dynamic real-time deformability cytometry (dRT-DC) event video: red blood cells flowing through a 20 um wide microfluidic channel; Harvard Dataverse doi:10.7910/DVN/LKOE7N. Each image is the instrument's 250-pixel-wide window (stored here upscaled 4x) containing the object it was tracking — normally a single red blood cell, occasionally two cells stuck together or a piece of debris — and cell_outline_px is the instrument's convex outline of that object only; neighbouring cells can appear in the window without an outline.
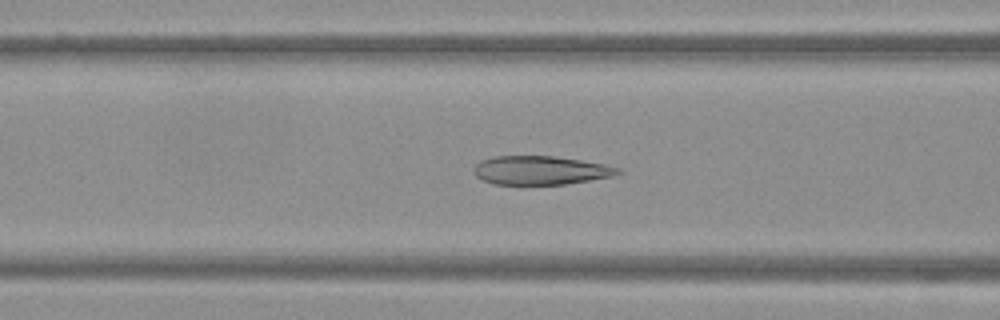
{"species": "Egyptian fruit bat (a non-hibernating species)", "species_latin": "Rousettus aegyptiacus", "temperature_condition": "warm", "stored_images_in_passage": 50, "camera_frame_rate_fps": 3000, "um_per_image_px": 0.085, "frame": {"image": 1, "passage_image": 20, "time_ms": 6.333, "image_size_px": [1000, 320], "cell_outline_px": [[620, 172], [612, 176], [564, 184], [524, 188], [496, 184], [484, 180], [476, 176], [472, 172], [472, 168], [480, 160], [492, 156], [556, 156], [604, 164], [620, 168]], "centroid_in_image_um": [45.85, 14.51], "position_along_channel_um": 120.8, "area_um2": 24.97}}
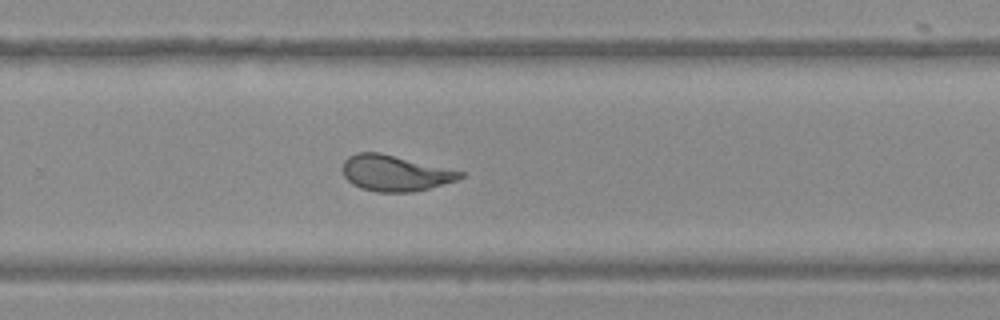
{"frame": {"image": 2, "passage_image": 33, "time_ms": 10.667, "image_size_px": [1000, 320], "cell_outline_px": [[464, 176], [456, 180], [428, 188], [412, 192], [376, 192], [360, 188], [352, 184], [344, 176], [340, 168], [344, 160], [348, 156], [356, 152], [380, 152], [464, 172]], "centroid_in_image_um": [33.5, 14.71], "position_along_channel_um": 296.3, "area_um2": 24.62}}
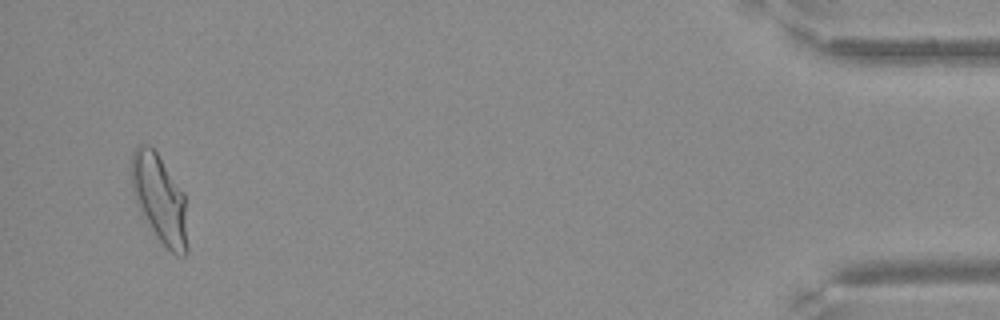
{"frame": {"image": 3, "passage_image": 48, "time_ms": 15.667, "image_size_px": [1000, 320], "cell_outline_px": [[188, 252], [184, 256], [176, 256], [156, 236], [140, 212], [132, 192], [132, 152], [136, 144], [148, 144], [156, 152], [184, 192], [188, 248]], "centroid_in_image_um": [13.57, 16.91], "position_along_channel_um": 421.6, "area_um2": 28.78}}